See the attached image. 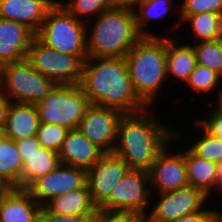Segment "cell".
<instances>
[{
  "label": "cell",
  "instance_id": "cell-2",
  "mask_svg": "<svg viewBox=\"0 0 222 222\" xmlns=\"http://www.w3.org/2000/svg\"><path fill=\"white\" fill-rule=\"evenodd\" d=\"M150 109L147 107L135 114H124L119 121L113 153L130 169L149 171L157 154L175 134L174 127L164 125Z\"/></svg>",
  "mask_w": 222,
  "mask_h": 222
},
{
  "label": "cell",
  "instance_id": "cell-21",
  "mask_svg": "<svg viewBox=\"0 0 222 222\" xmlns=\"http://www.w3.org/2000/svg\"><path fill=\"white\" fill-rule=\"evenodd\" d=\"M177 41V38L175 40L166 36L167 78H176L186 83L197 64L196 55L191 43Z\"/></svg>",
  "mask_w": 222,
  "mask_h": 222
},
{
  "label": "cell",
  "instance_id": "cell-14",
  "mask_svg": "<svg viewBox=\"0 0 222 222\" xmlns=\"http://www.w3.org/2000/svg\"><path fill=\"white\" fill-rule=\"evenodd\" d=\"M129 170L127 163L114 153L103 154L87 170V187L97 207L110 196L113 188Z\"/></svg>",
  "mask_w": 222,
  "mask_h": 222
},
{
  "label": "cell",
  "instance_id": "cell-30",
  "mask_svg": "<svg viewBox=\"0 0 222 222\" xmlns=\"http://www.w3.org/2000/svg\"><path fill=\"white\" fill-rule=\"evenodd\" d=\"M57 1L79 21L86 24H89V20L94 19L95 16L97 17L100 13L111 8L108 0H69L67 3L60 0Z\"/></svg>",
  "mask_w": 222,
  "mask_h": 222
},
{
  "label": "cell",
  "instance_id": "cell-39",
  "mask_svg": "<svg viewBox=\"0 0 222 222\" xmlns=\"http://www.w3.org/2000/svg\"><path fill=\"white\" fill-rule=\"evenodd\" d=\"M10 103V99L0 90V126L4 127L5 125Z\"/></svg>",
  "mask_w": 222,
  "mask_h": 222
},
{
  "label": "cell",
  "instance_id": "cell-4",
  "mask_svg": "<svg viewBox=\"0 0 222 222\" xmlns=\"http://www.w3.org/2000/svg\"><path fill=\"white\" fill-rule=\"evenodd\" d=\"M93 21L86 26L88 57L123 58L142 37L129 9L110 8Z\"/></svg>",
  "mask_w": 222,
  "mask_h": 222
},
{
  "label": "cell",
  "instance_id": "cell-5",
  "mask_svg": "<svg viewBox=\"0 0 222 222\" xmlns=\"http://www.w3.org/2000/svg\"><path fill=\"white\" fill-rule=\"evenodd\" d=\"M86 26L56 1L35 36L57 52L76 55L84 61L88 57Z\"/></svg>",
  "mask_w": 222,
  "mask_h": 222
},
{
  "label": "cell",
  "instance_id": "cell-38",
  "mask_svg": "<svg viewBox=\"0 0 222 222\" xmlns=\"http://www.w3.org/2000/svg\"><path fill=\"white\" fill-rule=\"evenodd\" d=\"M111 8L134 10L142 0H108Z\"/></svg>",
  "mask_w": 222,
  "mask_h": 222
},
{
  "label": "cell",
  "instance_id": "cell-11",
  "mask_svg": "<svg viewBox=\"0 0 222 222\" xmlns=\"http://www.w3.org/2000/svg\"><path fill=\"white\" fill-rule=\"evenodd\" d=\"M157 194L159 200L147 214L155 222H173L181 216L197 213L207 207L209 201L202 190L190 185Z\"/></svg>",
  "mask_w": 222,
  "mask_h": 222
},
{
  "label": "cell",
  "instance_id": "cell-16",
  "mask_svg": "<svg viewBox=\"0 0 222 222\" xmlns=\"http://www.w3.org/2000/svg\"><path fill=\"white\" fill-rule=\"evenodd\" d=\"M57 0H0V17L25 24L36 33Z\"/></svg>",
  "mask_w": 222,
  "mask_h": 222
},
{
  "label": "cell",
  "instance_id": "cell-3",
  "mask_svg": "<svg viewBox=\"0 0 222 222\" xmlns=\"http://www.w3.org/2000/svg\"><path fill=\"white\" fill-rule=\"evenodd\" d=\"M124 58L135 94L147 107H153L168 80L166 37H141Z\"/></svg>",
  "mask_w": 222,
  "mask_h": 222
},
{
  "label": "cell",
  "instance_id": "cell-27",
  "mask_svg": "<svg viewBox=\"0 0 222 222\" xmlns=\"http://www.w3.org/2000/svg\"><path fill=\"white\" fill-rule=\"evenodd\" d=\"M193 119V123L195 127H201L202 131L200 137L189 145V149L198 157L214 162L219 163L222 161V140L213 136L209 133L198 121L197 118L195 119L192 116L191 120Z\"/></svg>",
  "mask_w": 222,
  "mask_h": 222
},
{
  "label": "cell",
  "instance_id": "cell-17",
  "mask_svg": "<svg viewBox=\"0 0 222 222\" xmlns=\"http://www.w3.org/2000/svg\"><path fill=\"white\" fill-rule=\"evenodd\" d=\"M104 153L93 145L79 129L68 131L58 152L60 162L88 170Z\"/></svg>",
  "mask_w": 222,
  "mask_h": 222
},
{
  "label": "cell",
  "instance_id": "cell-20",
  "mask_svg": "<svg viewBox=\"0 0 222 222\" xmlns=\"http://www.w3.org/2000/svg\"><path fill=\"white\" fill-rule=\"evenodd\" d=\"M44 207L53 214L63 216L78 215L89 218H94L98 211L87 185L84 188L75 189L52 198Z\"/></svg>",
  "mask_w": 222,
  "mask_h": 222
},
{
  "label": "cell",
  "instance_id": "cell-6",
  "mask_svg": "<svg viewBox=\"0 0 222 222\" xmlns=\"http://www.w3.org/2000/svg\"><path fill=\"white\" fill-rule=\"evenodd\" d=\"M36 108L40 123L78 129L80 120L91 105L80 84H57Z\"/></svg>",
  "mask_w": 222,
  "mask_h": 222
},
{
  "label": "cell",
  "instance_id": "cell-19",
  "mask_svg": "<svg viewBox=\"0 0 222 222\" xmlns=\"http://www.w3.org/2000/svg\"><path fill=\"white\" fill-rule=\"evenodd\" d=\"M40 120L35 104L11 102L4 125L5 137L17 141L36 135Z\"/></svg>",
  "mask_w": 222,
  "mask_h": 222
},
{
  "label": "cell",
  "instance_id": "cell-8",
  "mask_svg": "<svg viewBox=\"0 0 222 222\" xmlns=\"http://www.w3.org/2000/svg\"><path fill=\"white\" fill-rule=\"evenodd\" d=\"M26 60L56 84H80L84 61L76 55L57 52L36 36L31 40Z\"/></svg>",
  "mask_w": 222,
  "mask_h": 222
},
{
  "label": "cell",
  "instance_id": "cell-44",
  "mask_svg": "<svg viewBox=\"0 0 222 222\" xmlns=\"http://www.w3.org/2000/svg\"><path fill=\"white\" fill-rule=\"evenodd\" d=\"M216 214H217V222H222V210H219L218 208V211L216 210Z\"/></svg>",
  "mask_w": 222,
  "mask_h": 222
},
{
  "label": "cell",
  "instance_id": "cell-47",
  "mask_svg": "<svg viewBox=\"0 0 222 222\" xmlns=\"http://www.w3.org/2000/svg\"><path fill=\"white\" fill-rule=\"evenodd\" d=\"M2 68H3V64L0 62V80H1V75H2Z\"/></svg>",
  "mask_w": 222,
  "mask_h": 222
},
{
  "label": "cell",
  "instance_id": "cell-41",
  "mask_svg": "<svg viewBox=\"0 0 222 222\" xmlns=\"http://www.w3.org/2000/svg\"><path fill=\"white\" fill-rule=\"evenodd\" d=\"M219 87H220V89L219 88L217 89L218 96L216 97V98H218L217 101H216L217 104L215 102H213L216 106H213V103H212L211 108H213L214 110H218V111L222 112V82L220 83Z\"/></svg>",
  "mask_w": 222,
  "mask_h": 222
},
{
  "label": "cell",
  "instance_id": "cell-15",
  "mask_svg": "<svg viewBox=\"0 0 222 222\" xmlns=\"http://www.w3.org/2000/svg\"><path fill=\"white\" fill-rule=\"evenodd\" d=\"M34 36L25 24L0 17V62L5 65L26 59Z\"/></svg>",
  "mask_w": 222,
  "mask_h": 222
},
{
  "label": "cell",
  "instance_id": "cell-33",
  "mask_svg": "<svg viewBox=\"0 0 222 222\" xmlns=\"http://www.w3.org/2000/svg\"><path fill=\"white\" fill-rule=\"evenodd\" d=\"M144 216L136 211L98 209L92 222H140Z\"/></svg>",
  "mask_w": 222,
  "mask_h": 222
},
{
  "label": "cell",
  "instance_id": "cell-45",
  "mask_svg": "<svg viewBox=\"0 0 222 222\" xmlns=\"http://www.w3.org/2000/svg\"><path fill=\"white\" fill-rule=\"evenodd\" d=\"M140 222H155L148 215H145Z\"/></svg>",
  "mask_w": 222,
  "mask_h": 222
},
{
  "label": "cell",
  "instance_id": "cell-24",
  "mask_svg": "<svg viewBox=\"0 0 222 222\" xmlns=\"http://www.w3.org/2000/svg\"><path fill=\"white\" fill-rule=\"evenodd\" d=\"M23 161L16 142L5 138L0 143V178L11 188H20Z\"/></svg>",
  "mask_w": 222,
  "mask_h": 222
},
{
  "label": "cell",
  "instance_id": "cell-37",
  "mask_svg": "<svg viewBox=\"0 0 222 222\" xmlns=\"http://www.w3.org/2000/svg\"><path fill=\"white\" fill-rule=\"evenodd\" d=\"M15 142L20 155H32L41 148L36 136L19 139Z\"/></svg>",
  "mask_w": 222,
  "mask_h": 222
},
{
  "label": "cell",
  "instance_id": "cell-29",
  "mask_svg": "<svg viewBox=\"0 0 222 222\" xmlns=\"http://www.w3.org/2000/svg\"><path fill=\"white\" fill-rule=\"evenodd\" d=\"M222 77L215 71L200 64H196L186 82L191 91L202 95L212 94L219 88ZM209 92V93H208ZM212 92V93H211ZM205 93V94H204Z\"/></svg>",
  "mask_w": 222,
  "mask_h": 222
},
{
  "label": "cell",
  "instance_id": "cell-23",
  "mask_svg": "<svg viewBox=\"0 0 222 222\" xmlns=\"http://www.w3.org/2000/svg\"><path fill=\"white\" fill-rule=\"evenodd\" d=\"M23 170L20 189H26L33 181L57 168L61 162L57 152L41 147L32 155H21Z\"/></svg>",
  "mask_w": 222,
  "mask_h": 222
},
{
  "label": "cell",
  "instance_id": "cell-28",
  "mask_svg": "<svg viewBox=\"0 0 222 222\" xmlns=\"http://www.w3.org/2000/svg\"><path fill=\"white\" fill-rule=\"evenodd\" d=\"M196 63L208 67L222 77V38L192 45Z\"/></svg>",
  "mask_w": 222,
  "mask_h": 222
},
{
  "label": "cell",
  "instance_id": "cell-7",
  "mask_svg": "<svg viewBox=\"0 0 222 222\" xmlns=\"http://www.w3.org/2000/svg\"><path fill=\"white\" fill-rule=\"evenodd\" d=\"M56 85L36 71L26 59L3 65L0 90L11 102L36 104Z\"/></svg>",
  "mask_w": 222,
  "mask_h": 222
},
{
  "label": "cell",
  "instance_id": "cell-12",
  "mask_svg": "<svg viewBox=\"0 0 222 222\" xmlns=\"http://www.w3.org/2000/svg\"><path fill=\"white\" fill-rule=\"evenodd\" d=\"M123 113L109 107L91 104L78 129L104 154L113 153L117 138V130Z\"/></svg>",
  "mask_w": 222,
  "mask_h": 222
},
{
  "label": "cell",
  "instance_id": "cell-22",
  "mask_svg": "<svg viewBox=\"0 0 222 222\" xmlns=\"http://www.w3.org/2000/svg\"><path fill=\"white\" fill-rule=\"evenodd\" d=\"M184 156L188 184L210 197L217 191V164L198 157L187 147Z\"/></svg>",
  "mask_w": 222,
  "mask_h": 222
},
{
  "label": "cell",
  "instance_id": "cell-31",
  "mask_svg": "<svg viewBox=\"0 0 222 222\" xmlns=\"http://www.w3.org/2000/svg\"><path fill=\"white\" fill-rule=\"evenodd\" d=\"M68 131L60 125L40 123L35 136L41 147L58 153Z\"/></svg>",
  "mask_w": 222,
  "mask_h": 222
},
{
  "label": "cell",
  "instance_id": "cell-13",
  "mask_svg": "<svg viewBox=\"0 0 222 222\" xmlns=\"http://www.w3.org/2000/svg\"><path fill=\"white\" fill-rule=\"evenodd\" d=\"M87 170L60 164L53 171L33 181L26 190L44 206L52 198L84 188L87 185Z\"/></svg>",
  "mask_w": 222,
  "mask_h": 222
},
{
  "label": "cell",
  "instance_id": "cell-9",
  "mask_svg": "<svg viewBox=\"0 0 222 222\" xmlns=\"http://www.w3.org/2000/svg\"><path fill=\"white\" fill-rule=\"evenodd\" d=\"M151 195L149 171L130 169L98 209L136 211L147 215Z\"/></svg>",
  "mask_w": 222,
  "mask_h": 222
},
{
  "label": "cell",
  "instance_id": "cell-1",
  "mask_svg": "<svg viewBox=\"0 0 222 222\" xmlns=\"http://www.w3.org/2000/svg\"><path fill=\"white\" fill-rule=\"evenodd\" d=\"M80 85L90 104L123 114H135L147 108L133 90L124 57H87Z\"/></svg>",
  "mask_w": 222,
  "mask_h": 222
},
{
  "label": "cell",
  "instance_id": "cell-10",
  "mask_svg": "<svg viewBox=\"0 0 222 222\" xmlns=\"http://www.w3.org/2000/svg\"><path fill=\"white\" fill-rule=\"evenodd\" d=\"M183 133L175 130L171 141L157 154L149 170L151 193L175 191L188 186L187 169L184 152L170 153L171 142L182 138ZM153 186V187H152ZM153 189V190H152Z\"/></svg>",
  "mask_w": 222,
  "mask_h": 222
},
{
  "label": "cell",
  "instance_id": "cell-26",
  "mask_svg": "<svg viewBox=\"0 0 222 222\" xmlns=\"http://www.w3.org/2000/svg\"><path fill=\"white\" fill-rule=\"evenodd\" d=\"M186 21V22H185ZM183 23H189L195 42L214 41L222 38V15L215 13H199L188 15ZM191 24V25H190Z\"/></svg>",
  "mask_w": 222,
  "mask_h": 222
},
{
  "label": "cell",
  "instance_id": "cell-35",
  "mask_svg": "<svg viewBox=\"0 0 222 222\" xmlns=\"http://www.w3.org/2000/svg\"><path fill=\"white\" fill-rule=\"evenodd\" d=\"M93 218L86 216L70 215L63 216L49 212L44 206L41 207L38 222H92Z\"/></svg>",
  "mask_w": 222,
  "mask_h": 222
},
{
  "label": "cell",
  "instance_id": "cell-43",
  "mask_svg": "<svg viewBox=\"0 0 222 222\" xmlns=\"http://www.w3.org/2000/svg\"><path fill=\"white\" fill-rule=\"evenodd\" d=\"M4 127L0 126V143L5 139Z\"/></svg>",
  "mask_w": 222,
  "mask_h": 222
},
{
  "label": "cell",
  "instance_id": "cell-36",
  "mask_svg": "<svg viewBox=\"0 0 222 222\" xmlns=\"http://www.w3.org/2000/svg\"><path fill=\"white\" fill-rule=\"evenodd\" d=\"M173 222H217L216 209L205 207L197 213L181 216Z\"/></svg>",
  "mask_w": 222,
  "mask_h": 222
},
{
  "label": "cell",
  "instance_id": "cell-46",
  "mask_svg": "<svg viewBox=\"0 0 222 222\" xmlns=\"http://www.w3.org/2000/svg\"><path fill=\"white\" fill-rule=\"evenodd\" d=\"M6 194H0V207Z\"/></svg>",
  "mask_w": 222,
  "mask_h": 222
},
{
  "label": "cell",
  "instance_id": "cell-40",
  "mask_svg": "<svg viewBox=\"0 0 222 222\" xmlns=\"http://www.w3.org/2000/svg\"><path fill=\"white\" fill-rule=\"evenodd\" d=\"M217 193H222V161L217 163Z\"/></svg>",
  "mask_w": 222,
  "mask_h": 222
},
{
  "label": "cell",
  "instance_id": "cell-25",
  "mask_svg": "<svg viewBox=\"0 0 222 222\" xmlns=\"http://www.w3.org/2000/svg\"><path fill=\"white\" fill-rule=\"evenodd\" d=\"M174 0H142L133 10L135 24L142 37H159L157 33L147 30L151 20L160 19L173 11Z\"/></svg>",
  "mask_w": 222,
  "mask_h": 222
},
{
  "label": "cell",
  "instance_id": "cell-18",
  "mask_svg": "<svg viewBox=\"0 0 222 222\" xmlns=\"http://www.w3.org/2000/svg\"><path fill=\"white\" fill-rule=\"evenodd\" d=\"M41 205L26 189L12 188L0 207V222H38Z\"/></svg>",
  "mask_w": 222,
  "mask_h": 222
},
{
  "label": "cell",
  "instance_id": "cell-42",
  "mask_svg": "<svg viewBox=\"0 0 222 222\" xmlns=\"http://www.w3.org/2000/svg\"><path fill=\"white\" fill-rule=\"evenodd\" d=\"M12 188L0 178V194H7Z\"/></svg>",
  "mask_w": 222,
  "mask_h": 222
},
{
  "label": "cell",
  "instance_id": "cell-32",
  "mask_svg": "<svg viewBox=\"0 0 222 222\" xmlns=\"http://www.w3.org/2000/svg\"><path fill=\"white\" fill-rule=\"evenodd\" d=\"M181 6L179 5L178 10L179 22H177V29L182 25V21L188 16L199 13H215L222 15V0H181Z\"/></svg>",
  "mask_w": 222,
  "mask_h": 222
},
{
  "label": "cell",
  "instance_id": "cell-34",
  "mask_svg": "<svg viewBox=\"0 0 222 222\" xmlns=\"http://www.w3.org/2000/svg\"><path fill=\"white\" fill-rule=\"evenodd\" d=\"M207 119L198 118V122L213 136L222 140V112L211 109ZM201 119V120H200Z\"/></svg>",
  "mask_w": 222,
  "mask_h": 222
}]
</instances>
